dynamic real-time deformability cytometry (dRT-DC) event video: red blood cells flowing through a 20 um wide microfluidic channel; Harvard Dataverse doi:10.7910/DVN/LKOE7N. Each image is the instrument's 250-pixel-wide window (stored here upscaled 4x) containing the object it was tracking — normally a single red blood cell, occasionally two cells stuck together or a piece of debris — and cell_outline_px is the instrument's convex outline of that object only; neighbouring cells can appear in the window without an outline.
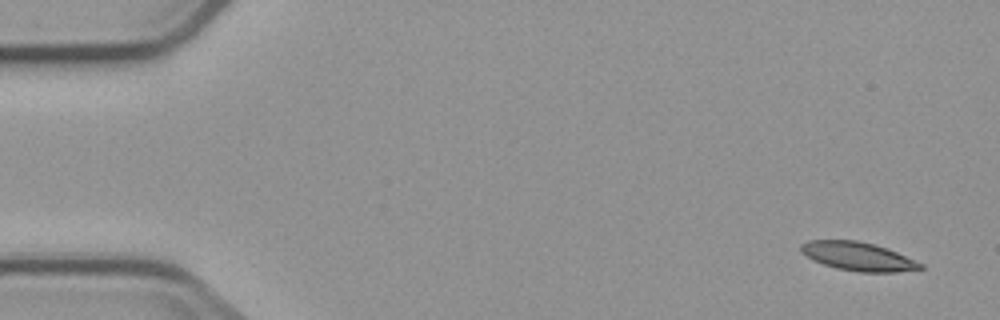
{"species": "common noctule bat (a hibernating species)", "species_latin": "Nyctalus noctula", "temperature_condition": "cold", "stored_images_in_passage": 5, "camera_frame_rate_fps": 3000, "um_per_image_px": 0.085, "animal": {"sex": "male", "body_mass_g": 23.1, "forearm_length_mm": 52.7}, "frame": {"image": 1, "passage_image": 1, "time_ms": 0.0, "image_size_px": [1000, 320], "cell_outline_px": [[924, 268], [896, 272], [856, 272], [836, 268], [812, 260], [800, 252], [800, 244], [808, 240], [856, 240], [876, 244], [888, 248], [924, 264]], "centroid_in_image_um": [72.92, 21.79], "position_along_channel_um": 12.1, "area_um2": 20.11}}
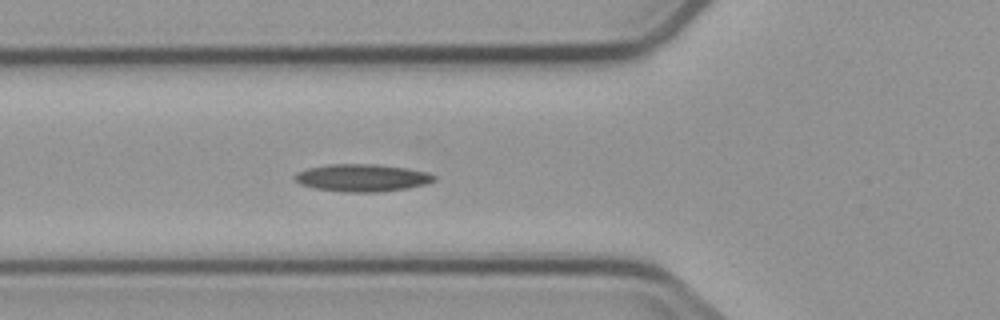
{"frame": {"image": 2, "passage_image": 5, "time_ms": 5.667, "image_size_px": [1000, 320], "cell_outline_px": [[436, 180], [428, 184], [408, 188], [380, 192], [344, 192], [316, 188], [300, 184], [292, 176], [296, 172], [308, 168], [328, 164], [380, 164], [408, 168], [428, 172], [436, 176]], "centroid_in_image_um": [30.82, 15.11], "position_along_channel_um": 95.0, "area_um2": 22.54}}